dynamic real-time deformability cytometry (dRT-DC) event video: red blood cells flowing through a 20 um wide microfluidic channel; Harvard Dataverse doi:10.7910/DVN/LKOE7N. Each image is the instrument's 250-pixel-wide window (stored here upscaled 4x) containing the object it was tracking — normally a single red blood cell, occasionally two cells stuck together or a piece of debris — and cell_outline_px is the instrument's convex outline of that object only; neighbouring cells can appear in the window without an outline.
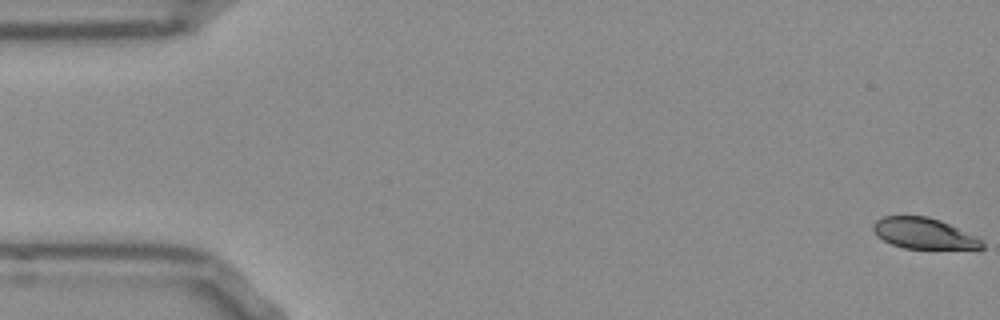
{"species": "Egyptian fruit bat (a non-hibernating species)", "species_latin": "Rousettus aegyptiacus", "temperature_condition": "room temperature", "stored_images_in_passage": 54, "camera_frame_rate_fps": 3000, "um_per_image_px": 0.085, "frame": {"image": 1, "passage_image": 1, "time_ms": 0.0, "image_size_px": [1000, 320], "cell_outline_px": [[984, 248], [904, 248], [892, 244], [876, 236], [872, 228], [872, 224], [876, 220], [884, 216], [928, 216], [940, 220], [980, 236], [984, 240]], "centroid_in_image_um": [78.56, 19.82], "position_along_channel_um": 6.4, "area_um2": 19.77}}
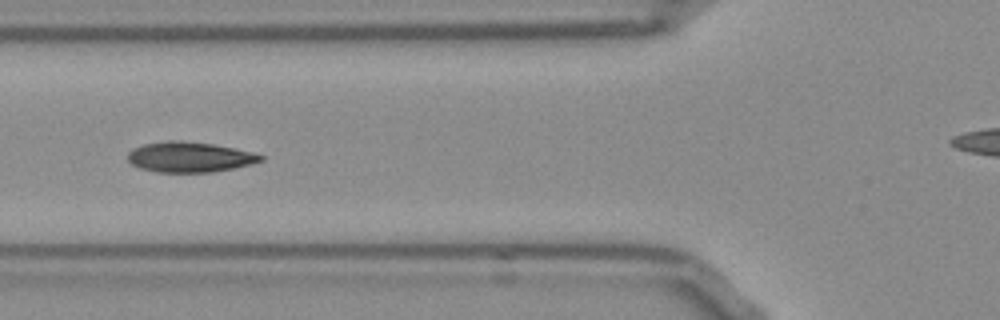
{"frame": {"image": 2, "passage_image": 20, "time_ms": 6.333, "image_size_px": [1000, 320], "cell_outline_px": [[264, 160], [252, 164], [212, 172], [156, 172], [140, 168], [132, 164], [128, 160], [128, 152], [132, 148], [144, 144], [168, 140], [180, 140], [212, 144], [236, 148], [252, 152], [264, 156]], "centroid_in_image_um": [16.11, 13.34], "position_along_channel_um": 109.7, "area_um2": 23.52}}
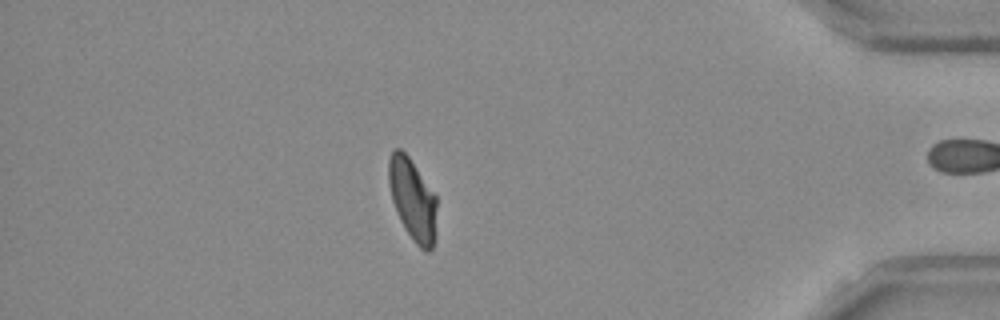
{"frame": {"image": 3, "passage_image": 46, "time_ms": 15.0, "image_size_px": [1000, 320], "cell_outline_px": [[436, 232], [432, 248], [428, 252], [424, 252], [412, 240], [400, 220], [392, 200], [388, 184], [388, 160], [392, 152], [396, 148], [400, 148], [408, 156], [436, 196]], "centroid_in_image_um": [35.07, 16.98], "position_along_channel_um": 400.1, "area_um2": 22.89}, "authors_computed_cell_mechanics": {"area_um2": 23.0622, "velocity_mm_per_s": 3.8528, "shape_relaxation_time_tau1_ms": 4.3011, "shape_relaxation_time_tau2_ms": 1.2659, "deformation_change_tau1": 0.1403, "deformation_change_tau2": 0.0592}}